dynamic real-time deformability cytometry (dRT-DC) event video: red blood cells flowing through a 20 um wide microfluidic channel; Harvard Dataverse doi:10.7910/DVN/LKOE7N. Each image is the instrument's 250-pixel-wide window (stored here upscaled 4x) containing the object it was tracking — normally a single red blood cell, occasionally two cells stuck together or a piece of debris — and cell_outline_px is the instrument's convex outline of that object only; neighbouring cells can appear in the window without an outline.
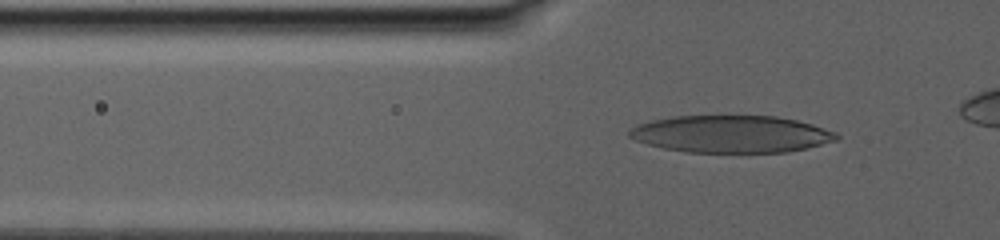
{"species": "human", "species_latin": "Homo sapiens", "temperature_condition": "warm", "stored_images_in_passage": 76, "camera_frame_rate_fps": 3000, "um_per_image_px": 0.085, "donor": {"sex": "male"}, "frame": {"image": 1, "passage_image": 27, "time_ms": 10.0, "image_size_px": [1000, 240], "cell_outline_px": [[840, 140], [788, 152], [688, 152], [664, 148], [648, 144], [636, 140], [628, 136], [628, 132], [636, 124], [652, 120], [672, 116], [776, 116], [796, 120], [812, 124], [836, 132], [840, 136]], "centroid_in_image_um": [62.17, 11.39], "position_along_channel_um": 63.6, "area_um2": 44.91}}
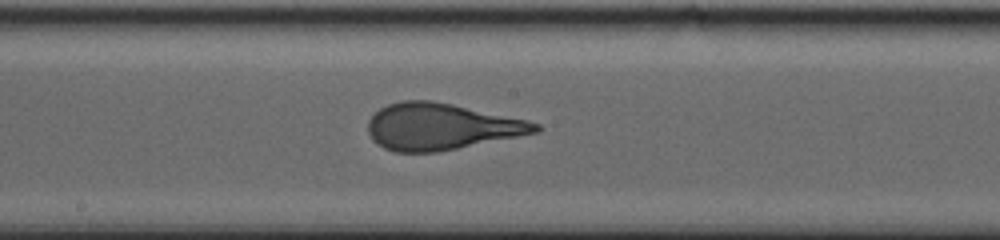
{"frame": {"image": 2, "passage_image": 44, "time_ms": 16.0, "image_size_px": [1000, 240], "cell_outline_px": [[544, 128], [540, 132], [436, 152], [396, 152], [384, 148], [372, 140], [368, 132], [368, 120], [380, 108], [388, 104], [400, 100], [432, 100], [452, 104], [528, 120], [540, 124]], "centroid_in_image_um": [37.5, 10.75], "position_along_channel_um": 210.7, "area_um2": 45.37}}
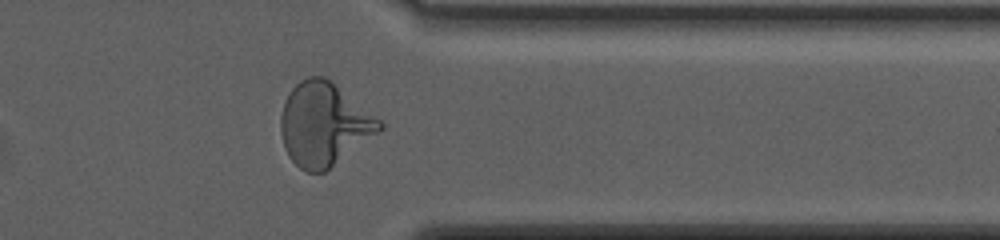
{"frame": {"image": 3, "passage_image": 64, "time_ms": 22.667, "image_size_px": [1000, 240], "cell_outline_px": [[384, 128], [324, 172], [308, 172], [300, 168], [288, 156], [284, 148], [280, 132], [280, 116], [284, 104], [292, 88], [300, 80], [308, 76], [324, 76], [380, 120], [384, 124]], "centroid_in_image_um": [27.5, 10.57], "position_along_channel_um": 383.9, "area_um2": 47.16}}